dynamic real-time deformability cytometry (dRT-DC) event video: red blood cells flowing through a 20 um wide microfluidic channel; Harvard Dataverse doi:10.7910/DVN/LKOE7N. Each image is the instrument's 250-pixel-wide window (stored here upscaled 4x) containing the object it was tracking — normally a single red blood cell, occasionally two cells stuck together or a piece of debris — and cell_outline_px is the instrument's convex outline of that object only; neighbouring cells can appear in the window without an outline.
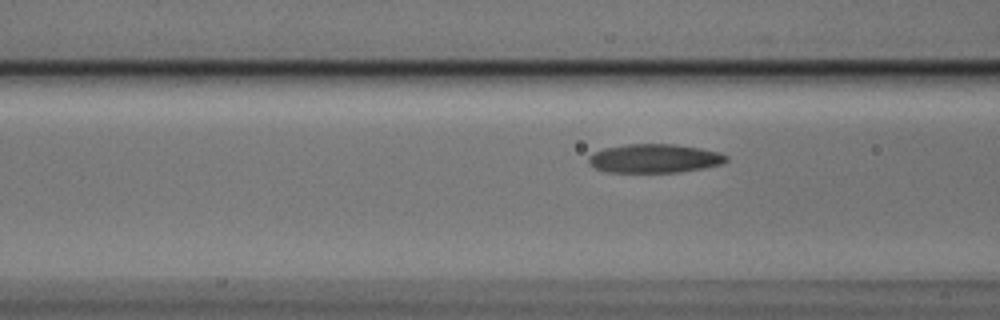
{"species": "Egyptian fruit bat (a non-hibernating species)", "species_latin": "Rousettus aegyptiacus", "temperature_condition": "cold", "stored_images_in_passage": 3, "camera_frame_rate_fps": 3000, "um_per_image_px": 0.085, "animal": {"sex": "male"}, "frame": {"image": 1, "passage_image": 3, "time_ms": 0.667, "image_size_px": [1000, 320], "cell_outline_px": [[728, 160], [724, 164], [704, 168], [680, 172], [604, 172], [588, 164], [588, 156], [604, 148], [628, 144], [672, 144], [700, 148], [720, 152], [728, 156]], "centroid_in_image_um": [55.65, 13.47], "position_along_channel_um": 110.9, "area_um2": 23.24}}